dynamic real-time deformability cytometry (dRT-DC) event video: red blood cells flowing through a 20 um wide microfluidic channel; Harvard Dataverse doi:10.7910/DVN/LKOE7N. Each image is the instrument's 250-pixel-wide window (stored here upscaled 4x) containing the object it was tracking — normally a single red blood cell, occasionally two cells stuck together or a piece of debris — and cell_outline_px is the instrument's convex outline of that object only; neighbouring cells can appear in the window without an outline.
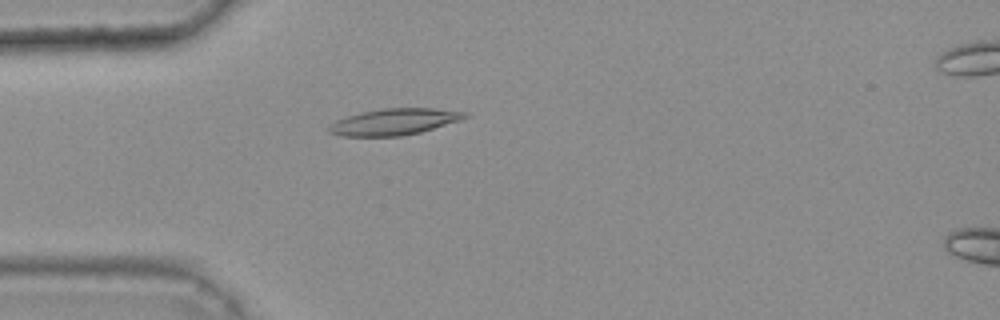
{"species": "common noctule bat (a hibernating species)", "species_latin": "Nyctalus noctula", "temperature_condition": "warm", "stored_images_in_passage": 34, "camera_frame_rate_fps": 3000, "um_per_image_px": 0.085, "animal": {"sex": "female", "body_mass_g": 25.1}, "frame": {"image": 1, "passage_image": 1, "time_ms": 0.0, "image_size_px": [1000, 320], "cell_outline_px": [[468, 116], [460, 120], [420, 132], [400, 136], [340, 136], [328, 132], [328, 124], [336, 120], [360, 112], [384, 108], [436, 108], [468, 112]], "centroid_in_image_um": [33.48, 10.35], "position_along_channel_um": 51.5, "area_um2": 20.92}}
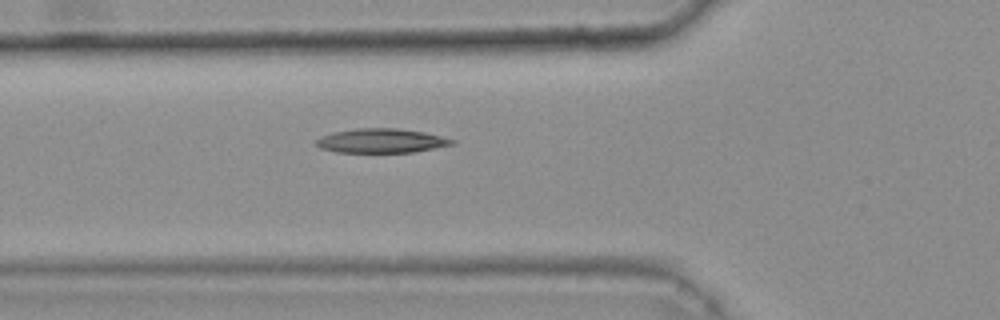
{"frame": {"image": 2, "passage_image": 5, "time_ms": 1.333, "image_size_px": [1000, 320], "cell_outline_px": [[456, 144], [412, 152], [336, 152], [320, 148], [312, 144], [312, 140], [320, 136], [332, 132], [356, 128], [396, 128], [424, 132], [456, 140]], "centroid_in_image_um": [32.33, 11.96], "position_along_channel_um": 93.5, "area_um2": 19.42}}
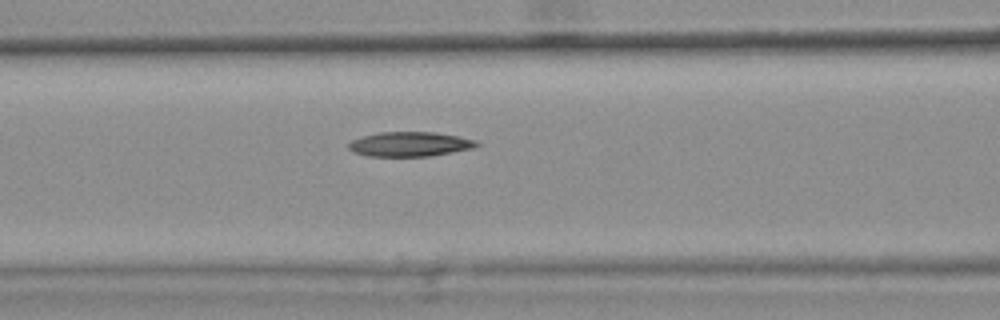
{"frame": {"image": 3, "passage_image": 8, "time_ms": 2.333, "image_size_px": [1000, 320], "cell_outline_px": [[480, 144], [476, 148], [428, 156], [368, 156], [352, 152], [348, 148], [348, 144], [352, 140], [364, 136], [380, 132], [436, 132], [476, 140]], "centroid_in_image_um": [34.84, 12.25], "position_along_channel_um": 131.8, "area_um2": 18.32}}